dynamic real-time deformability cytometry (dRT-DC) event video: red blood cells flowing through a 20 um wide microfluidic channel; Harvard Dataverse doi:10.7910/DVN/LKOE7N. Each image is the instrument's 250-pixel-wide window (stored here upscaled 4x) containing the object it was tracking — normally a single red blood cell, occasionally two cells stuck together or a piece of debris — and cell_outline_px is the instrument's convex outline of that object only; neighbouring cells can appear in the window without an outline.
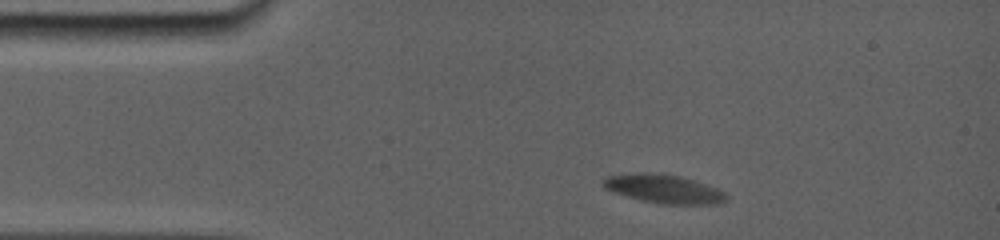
{"species": "common noctule bat (a hibernating species)", "species_latin": "Nyctalus noctula", "temperature_condition": "room temperature", "stored_images_in_passage": 37, "camera_frame_rate_fps": 5000, "um_per_image_px": 0.085, "animal": {"sex": "female", "body_mass_g": 19.0, "forearm_length_mm": 56.7}, "frame": {"image": 1, "passage_image": 1, "time_ms": 0.0, "image_size_px": [1000, 240], "cell_outline_px": [[728, 200], [724, 204], [660, 204], [640, 200], [612, 192], [604, 188], [600, 184], [600, 180], [608, 176], [644, 172], [676, 176], [692, 180], [716, 188], [724, 192], [728, 196]], "centroid_in_image_um": [56.4, 16.08], "position_along_channel_um": 28.6, "area_um2": 20.52}}
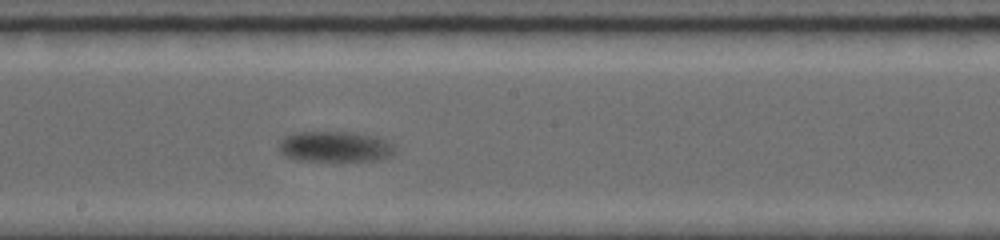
{"frame": {"image": 2, "passage_image": 16, "time_ms": 7.0, "image_size_px": [1000, 240], "cell_outline_px": [[392, 152], [388, 156], [376, 160], [296, 160], [284, 156], [280, 152], [280, 144], [288, 136], [304, 132], [344, 132], [368, 136], [380, 140], [388, 144], [392, 148]], "centroid_in_image_um": [28.37, 12.49], "position_along_channel_um": 219.8, "area_um2": 19.42}}
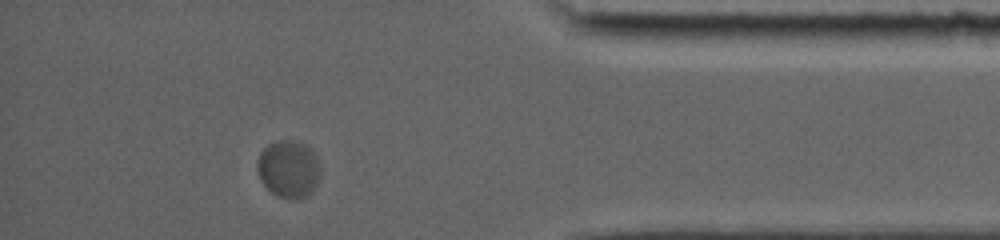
{"frame": {"image": 3, "passage_image": 32, "time_ms": 13.2, "image_size_px": [1000, 240], "cell_outline_px": [[320, 176], [316, 184], [308, 196], [276, 196], [260, 180], [260, 152], [268, 144], [276, 140], [292, 140], [304, 144], [316, 156], [320, 164]], "centroid_in_image_um": [24.57, 14.32], "position_along_channel_um": 410.6, "area_um2": 20.35}, "authors_computed_cell_mechanics": {"area_um2": 20.2878, "velocity_mm_per_s": 3.3969, "shape_relaxation_time_tau1_ms": 2.9232, "shape_relaxation_time_tau2_ms": null, "deformation_change_tau1": 0.1234, "deformation_change_tau2": null}}